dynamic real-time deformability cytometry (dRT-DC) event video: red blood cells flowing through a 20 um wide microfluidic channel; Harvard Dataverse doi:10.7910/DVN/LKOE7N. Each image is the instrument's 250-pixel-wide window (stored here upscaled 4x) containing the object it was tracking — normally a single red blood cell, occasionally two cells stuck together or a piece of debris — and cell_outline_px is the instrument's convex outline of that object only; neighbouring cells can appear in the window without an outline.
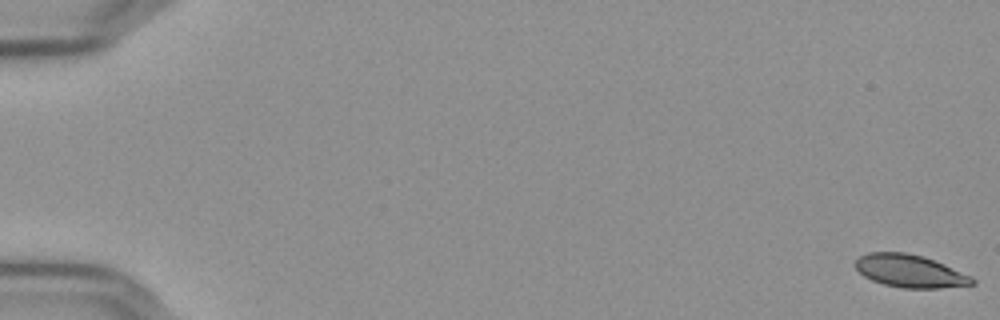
{"species": "Egyptian fruit bat (a non-hibernating species)", "species_latin": "Rousettus aegyptiacus", "temperature_condition": "cold", "stored_images_in_passage": 10, "camera_frame_rate_fps": 3000, "um_per_image_px": 0.085, "frame": {"image": 1, "passage_image": 1, "time_ms": 0.0, "image_size_px": [1000, 320], "cell_outline_px": [[976, 284], [940, 288], [900, 288], [884, 284], [872, 280], [864, 276], [852, 264], [860, 256], [868, 252], [904, 252], [924, 256], [944, 264], [972, 276], [976, 280]], "centroid_in_image_um": [77.35, 23.04], "position_along_channel_um": 7.7, "area_um2": 22.43}}